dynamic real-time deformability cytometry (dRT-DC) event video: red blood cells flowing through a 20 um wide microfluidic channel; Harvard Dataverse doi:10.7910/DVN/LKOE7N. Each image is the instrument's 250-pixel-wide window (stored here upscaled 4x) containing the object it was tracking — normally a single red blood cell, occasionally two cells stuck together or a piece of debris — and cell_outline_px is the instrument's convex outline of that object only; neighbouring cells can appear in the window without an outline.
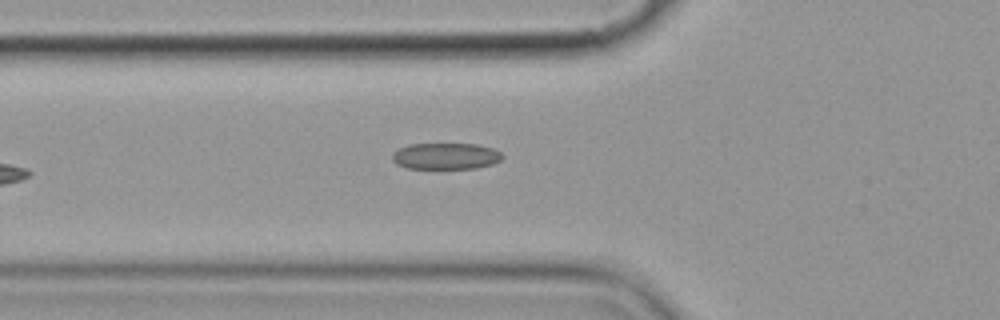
{"species": "common noctule bat (a hibernating species)", "species_latin": "Nyctalus noctula", "temperature_condition": "cold", "stored_images_in_passage": 7, "camera_frame_rate_fps": 3000, "um_per_image_px": 0.085, "animal": {"sex": "female", "body_mass_g": 19.9}, "frame": {"image": 1, "passage_image": 7, "time_ms": 7.667, "image_size_px": [1000, 320], "cell_outline_px": [[504, 156], [500, 160], [492, 164], [476, 168], [408, 168], [396, 164], [392, 160], [392, 152], [408, 144], [476, 144], [492, 148], [500, 152]], "centroid_in_image_um": [37.87, 13.26], "position_along_channel_um": 87.9, "area_um2": 16.88}}